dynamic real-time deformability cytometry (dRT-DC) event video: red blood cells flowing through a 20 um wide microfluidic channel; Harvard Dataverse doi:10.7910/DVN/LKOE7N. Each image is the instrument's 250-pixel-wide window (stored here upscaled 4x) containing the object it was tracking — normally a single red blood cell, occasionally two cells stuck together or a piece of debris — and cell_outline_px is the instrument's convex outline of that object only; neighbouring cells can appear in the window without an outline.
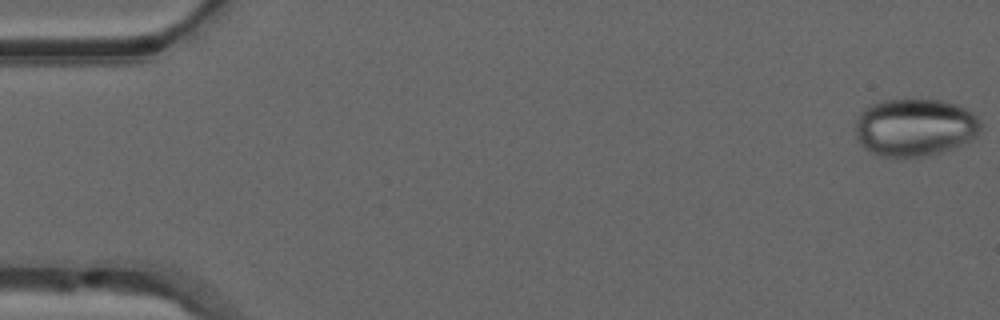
{"species": "common noctule bat (a hibernating species)", "species_latin": "Nyctalus noctula", "temperature_condition": "warm", "stored_images_in_passage": 51, "camera_frame_rate_fps": 3000, "um_per_image_px": 0.085, "animal": {"sex": "male", "forearm_length_mm": 52.5}, "frame": {"image": 1, "passage_image": 1, "time_ms": 0.0, "image_size_px": [1000, 320], "cell_outline_px": [[980, 128], [976, 136], [972, 140], [964, 144], [940, 152], [920, 156], [880, 156], [864, 148], [856, 140], [856, 120], [860, 112], [868, 104], [884, 100], [940, 100], [956, 104], [972, 112], [980, 120]], "centroid_in_image_um": [77.74, 10.81], "position_along_channel_um": 7.3, "area_um2": 42.08}}
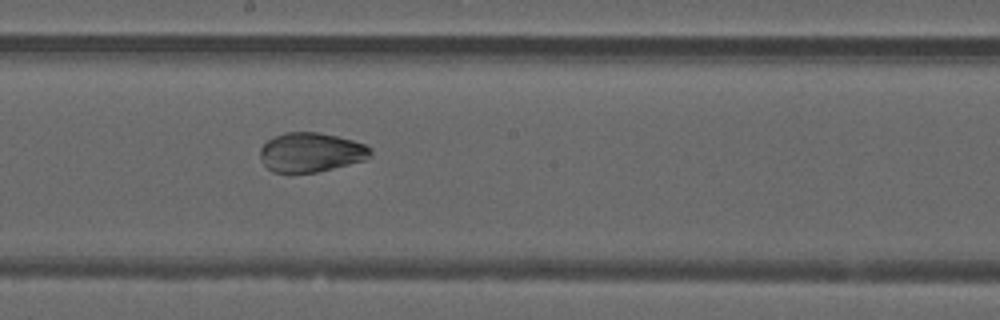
{"frame": {"image": 2, "passage_image": 28, "time_ms": 9.0, "image_size_px": [1000, 320], "cell_outline_px": [[372, 156], [364, 160], [316, 172], [272, 172], [260, 160], [260, 148], [268, 140], [284, 132], [316, 132], [336, 136], [352, 140], [364, 144], [372, 148]], "centroid_in_image_um": [26.43, 12.94], "position_along_channel_um": 221.8, "area_um2": 25.14}}
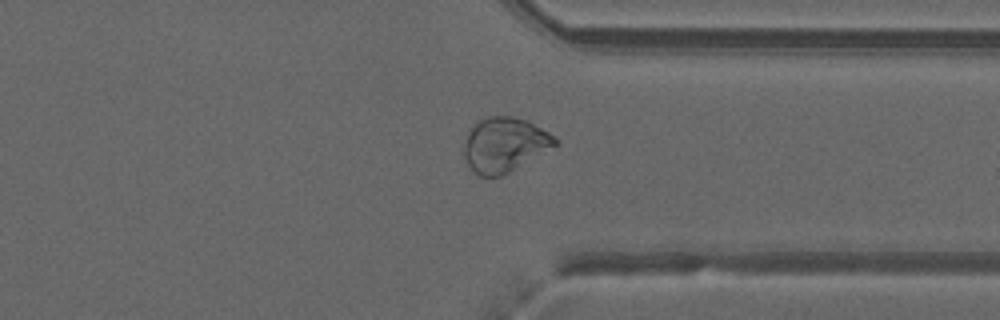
{"frame": {"image": 3, "passage_image": 39, "time_ms": 12.667, "image_size_px": [1000, 320], "cell_outline_px": [[560, 144], [508, 172], [500, 176], [480, 176], [468, 164], [464, 156], [464, 144], [468, 132], [480, 120], [488, 116], [512, 116], [528, 120], [548, 132], [560, 140]], "centroid_in_image_um": [42.92, 12.28], "position_along_channel_um": 368.5, "area_um2": 28.73}}